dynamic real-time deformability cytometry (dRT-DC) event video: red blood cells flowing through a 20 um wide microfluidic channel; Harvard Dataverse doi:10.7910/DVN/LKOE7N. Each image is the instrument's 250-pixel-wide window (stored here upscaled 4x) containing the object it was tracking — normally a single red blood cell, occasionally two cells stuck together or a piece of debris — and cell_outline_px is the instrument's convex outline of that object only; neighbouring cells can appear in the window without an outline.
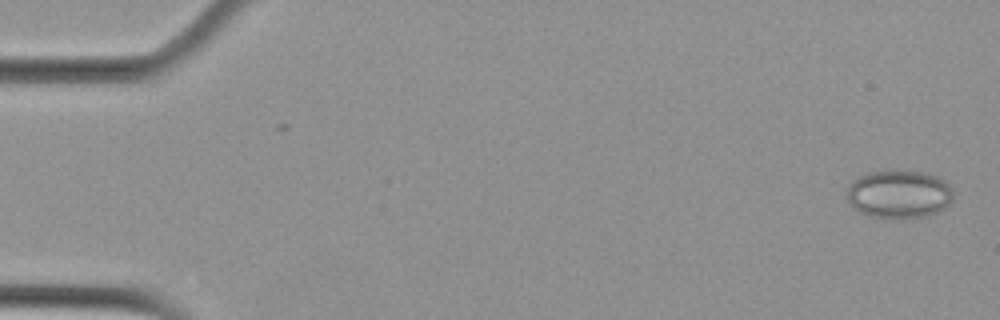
{"species": "Egyptian fruit bat (a non-hibernating species)", "species_latin": "Rousettus aegyptiacus", "temperature_condition": "cold", "stored_images_in_passage": 5, "camera_frame_rate_fps": 3000, "um_per_image_px": 0.085, "animal": {"sex": "female"}, "frame": {"image": 1, "passage_image": 1, "time_ms": 0.0, "image_size_px": [1000, 320], "cell_outline_px": [[952, 200], [944, 208], [928, 216], [892, 220], [868, 216], [860, 212], [844, 196], [848, 184], [852, 180], [868, 172], [896, 168], [924, 172], [936, 176], [944, 180], [952, 188]], "centroid_in_image_um": [76.38, 16.49], "position_along_channel_um": 8.6, "area_um2": 30.87}}